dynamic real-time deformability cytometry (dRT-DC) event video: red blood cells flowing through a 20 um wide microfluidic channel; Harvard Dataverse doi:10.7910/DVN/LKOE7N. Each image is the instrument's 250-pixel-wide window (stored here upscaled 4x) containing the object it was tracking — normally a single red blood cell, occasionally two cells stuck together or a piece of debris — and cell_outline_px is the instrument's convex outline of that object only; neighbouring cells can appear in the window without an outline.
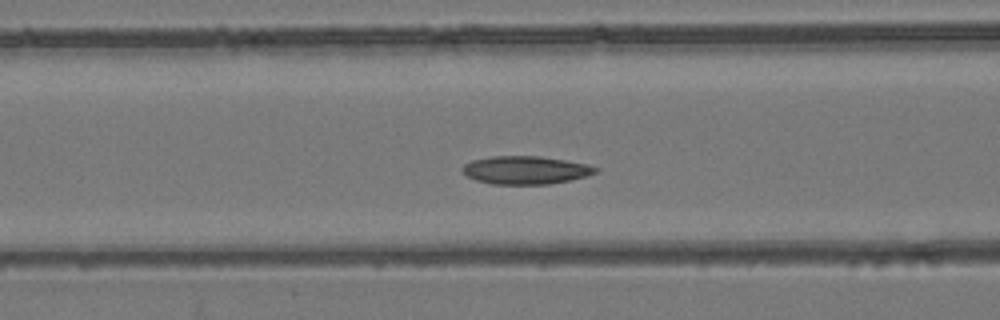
{"species": "common noctule bat (a hibernating species)", "species_latin": "Nyctalus noctula", "temperature_condition": "room temperature", "stored_images_in_passage": 38, "camera_frame_rate_fps": 3000, "um_per_image_px": 0.085, "animal": {"sex": "female", "body_mass_g": 24.6, "forearm_length_mm": 56.2}, "frame": {"image": 1, "passage_image": 7, "time_ms": 2.0, "image_size_px": [1000, 320], "cell_outline_px": [[600, 168], [596, 172], [588, 176], [572, 180], [548, 184], [492, 184], [476, 180], [468, 176], [464, 172], [464, 164], [472, 160], [492, 156], [540, 156], [588, 164]], "centroid_in_image_um": [44.72, 14.46], "position_along_channel_um": 121.9, "area_um2": 21.73}}
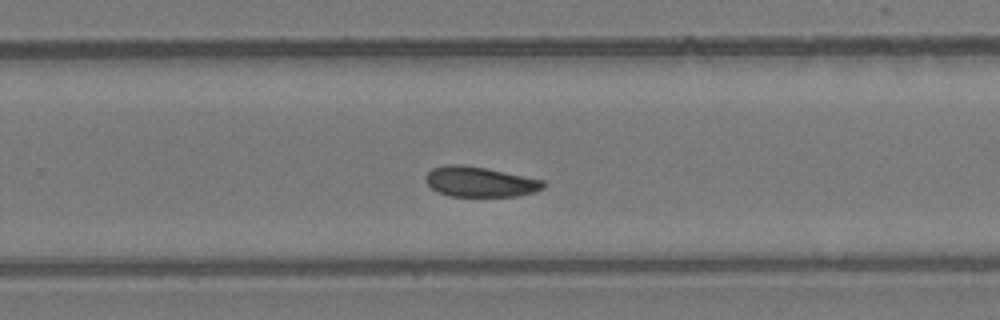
{"frame": {"image": 2, "passage_image": 20, "time_ms": 6.333, "image_size_px": [1000, 320], "cell_outline_px": [[544, 188], [532, 192], [516, 196], [448, 196], [432, 188], [424, 180], [424, 176], [432, 168], [448, 164], [460, 164], [484, 168], [544, 180]], "centroid_in_image_um": [40.75, 15.45], "position_along_channel_um": 289.0, "area_um2": 20.46}}
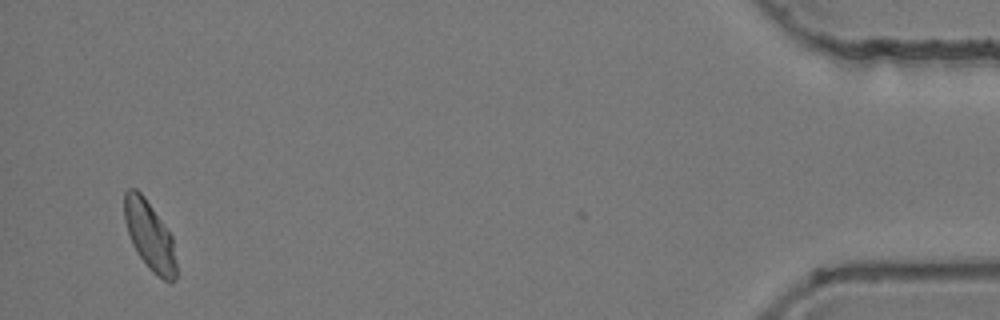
{"frame": {"image": 3, "passage_image": 37, "time_ms": 12.0, "image_size_px": [1000, 320], "cell_outline_px": [[176, 280], [172, 284], [164, 280], [152, 272], [148, 268], [132, 244], [124, 220], [124, 192], [128, 188], [136, 188], [144, 196], [172, 236], [176, 264]], "centroid_in_image_um": [12.71, 20.04], "position_along_channel_um": 422.5, "area_um2": 20.81}, "authors_computed_cell_mechanics": {"area_um2": 20.8369, "velocity_mm_per_s": 3.8655, "shape_relaxation_time_tau1_ms": 5.4989, "shape_relaxation_time_tau2_ms": null, "deformation_change_tau1": 0.1041, "deformation_change_tau2": null}}